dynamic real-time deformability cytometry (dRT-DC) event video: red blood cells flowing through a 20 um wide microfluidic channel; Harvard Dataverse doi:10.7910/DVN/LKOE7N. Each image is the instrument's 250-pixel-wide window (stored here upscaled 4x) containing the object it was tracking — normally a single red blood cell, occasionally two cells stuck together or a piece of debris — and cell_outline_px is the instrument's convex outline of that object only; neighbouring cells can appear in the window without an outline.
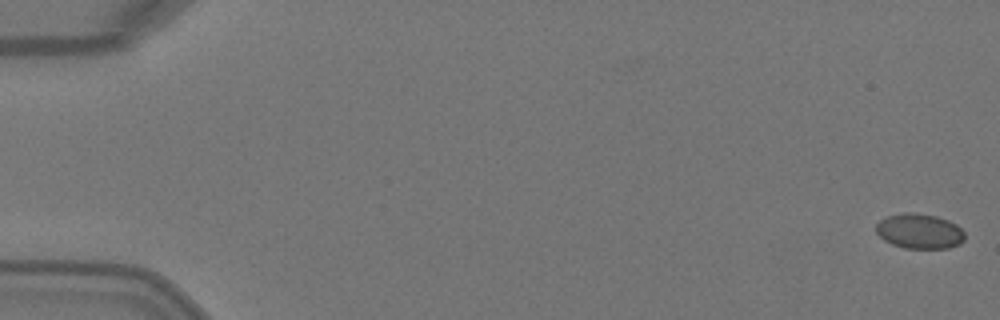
{"species": "Egyptian fruit bat (a non-hibernating species)", "species_latin": "Rousettus aegyptiacus", "temperature_condition": "warm", "stored_images_in_passage": 5, "segment_of_instrument_passage": [2, 2], "camera_frame_rate_fps": 3000, "um_per_image_px": 0.085, "animal": {"sex": "female"}, "frame": {"image": 1, "passage_image": 5, "time_ms": 1.333, "image_size_px": [1000, 320], "cell_outline_px": [[964, 240], [960, 244], [948, 248], [904, 248], [892, 244], [884, 240], [876, 232], [876, 224], [880, 220], [888, 216], [904, 212], [912, 212], [936, 216], [948, 220], [956, 224], [964, 232]], "centroid_in_image_um": [78.15, 19.65], "position_along_channel_um": 6.8, "area_um2": 18.09}}